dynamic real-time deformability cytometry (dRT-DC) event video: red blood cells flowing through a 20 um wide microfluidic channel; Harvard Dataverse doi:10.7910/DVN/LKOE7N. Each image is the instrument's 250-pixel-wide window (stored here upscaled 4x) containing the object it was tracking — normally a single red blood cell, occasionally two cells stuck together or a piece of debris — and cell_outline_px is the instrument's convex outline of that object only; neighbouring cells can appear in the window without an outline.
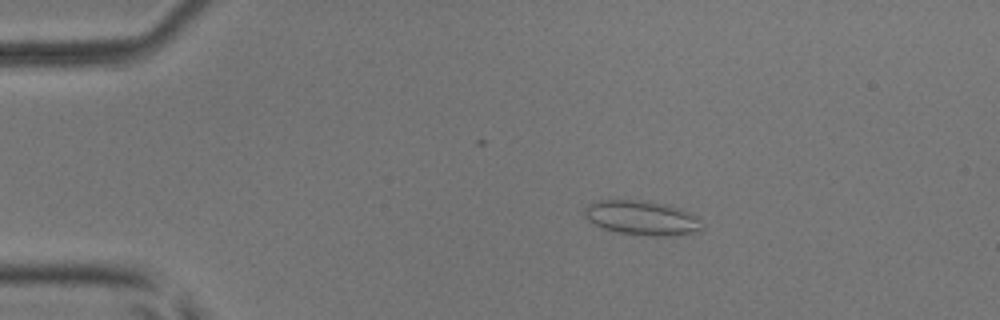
{"species": "common noctule bat (a hibernating species)", "species_latin": "Nyctalus noctula", "temperature_condition": "room temperature", "stored_images_in_passage": 54, "camera_frame_rate_fps": 3000, "um_per_image_px": 0.085, "animal": {"sex": "male", "body_mass_g": 17.9, "forearm_length_mm": 54.2}, "frame": {"image": 1, "passage_image": 11, "time_ms": 3.333, "image_size_px": [1000, 320], "cell_outline_px": [[704, 228], [700, 232], [672, 236], [648, 236], [616, 232], [604, 228], [588, 220], [584, 216], [584, 208], [588, 204], [600, 200], [640, 200], [668, 204], [692, 212], [700, 216]], "centroid_in_image_um": [54.66, 18.52], "position_along_channel_um": 30.3, "area_um2": 24.16}}
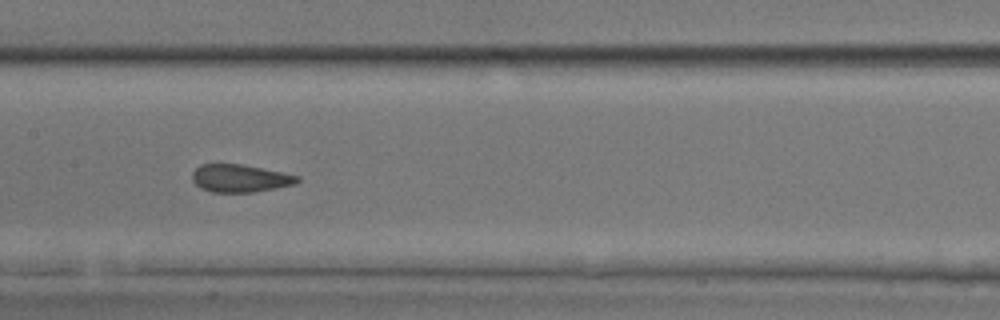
{"frame": {"image": 2, "passage_image": 28, "time_ms": 9.0, "image_size_px": [1000, 320], "cell_outline_px": [[300, 180], [296, 184], [276, 188], [252, 192], [212, 192], [200, 188], [192, 180], [192, 172], [200, 164], [240, 164], [300, 176]], "centroid_in_image_um": [20.39, 15.16], "position_along_channel_um": 187.0, "area_um2": 16.88}}
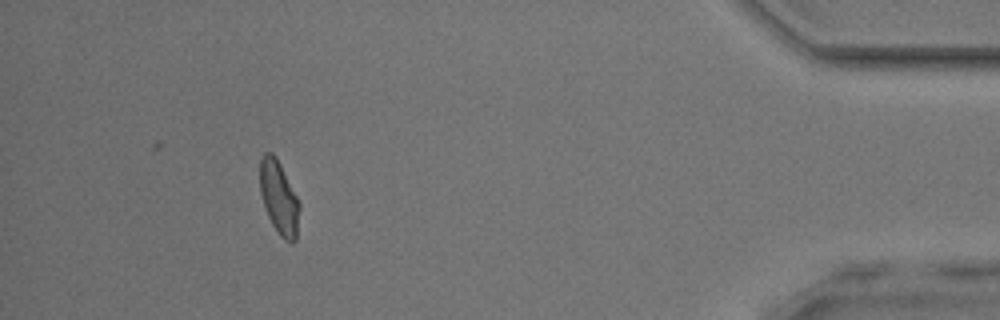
{"frame": {"image": 3, "passage_image": 50, "time_ms": 16.333, "image_size_px": [1000, 320], "cell_outline_px": [[300, 208], [296, 240], [292, 244], [284, 240], [280, 236], [272, 224], [268, 216], [260, 192], [260, 160], [264, 152], [272, 152], [276, 156], [300, 204]], "centroid_in_image_um": [23.71, 16.82], "position_along_channel_um": 411.5, "area_um2": 16.82}, "authors_computed_cell_mechanics": {"area_um2": 17.4845, "velocity_mm_per_s": 3.8311, "shape_relaxation_time_tau1_ms": null, "shape_relaxation_time_tau2_ms": 1.0019, "deformation_change_tau1": null, "deformation_change_tau2": 0.0529}}